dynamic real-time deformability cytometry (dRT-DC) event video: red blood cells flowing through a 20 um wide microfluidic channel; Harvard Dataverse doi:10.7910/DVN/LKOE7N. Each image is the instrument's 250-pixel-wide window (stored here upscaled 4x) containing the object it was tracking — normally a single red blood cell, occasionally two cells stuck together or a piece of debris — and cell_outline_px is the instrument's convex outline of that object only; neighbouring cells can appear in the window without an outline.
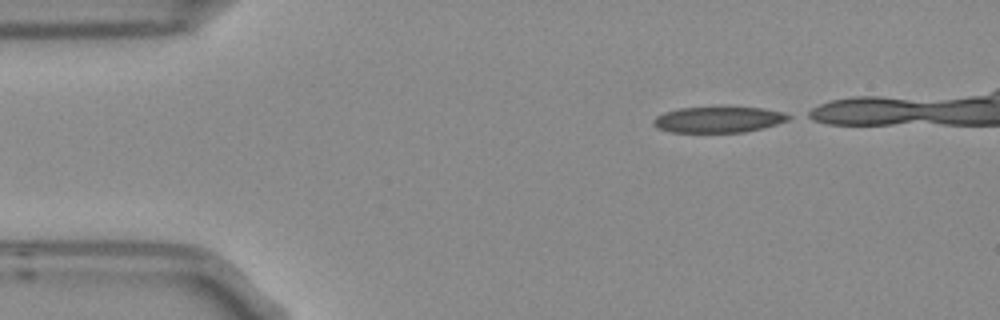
{"species": "Egyptian fruit bat (a non-hibernating species)", "species_latin": "Rousettus aegyptiacus", "temperature_condition": "room temperature", "stored_images_in_passage": 7, "camera_frame_rate_fps": 3000, "um_per_image_px": 0.085, "frame": {"image": 1, "passage_image": 1, "time_ms": 0.0, "image_size_px": [1000, 320], "cell_outline_px": [[792, 116], [788, 120], [764, 128], [744, 132], [672, 132], [656, 128], [652, 124], [652, 120], [656, 116], [664, 112], [680, 108], [764, 108], [784, 112]], "centroid_in_image_um": [61.06, 10.17], "position_along_channel_um": 23.9, "area_um2": 20.29}}
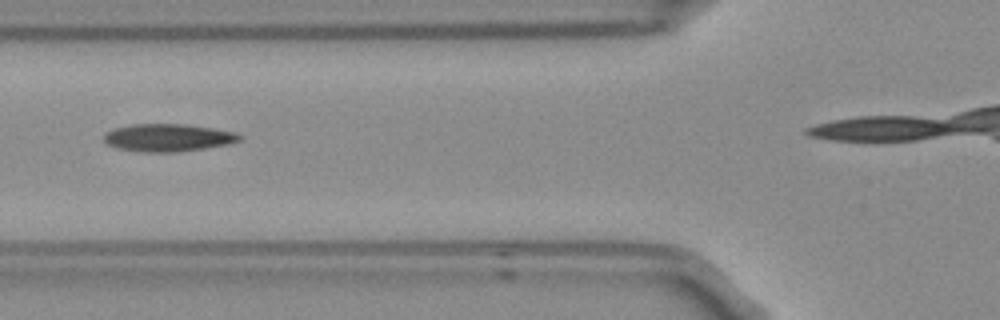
{"frame": {"image": 2, "passage_image": 5, "time_ms": 1.333, "image_size_px": [1000, 320], "cell_outline_px": [[244, 136], [240, 140], [228, 144], [172, 152], [144, 152], [116, 148], [108, 144], [104, 140], [104, 132], [112, 128], [132, 124], [184, 124], [212, 128], [236, 132]], "centroid_in_image_um": [14.24, 11.69], "position_along_channel_um": 111.6, "area_um2": 21.73}}